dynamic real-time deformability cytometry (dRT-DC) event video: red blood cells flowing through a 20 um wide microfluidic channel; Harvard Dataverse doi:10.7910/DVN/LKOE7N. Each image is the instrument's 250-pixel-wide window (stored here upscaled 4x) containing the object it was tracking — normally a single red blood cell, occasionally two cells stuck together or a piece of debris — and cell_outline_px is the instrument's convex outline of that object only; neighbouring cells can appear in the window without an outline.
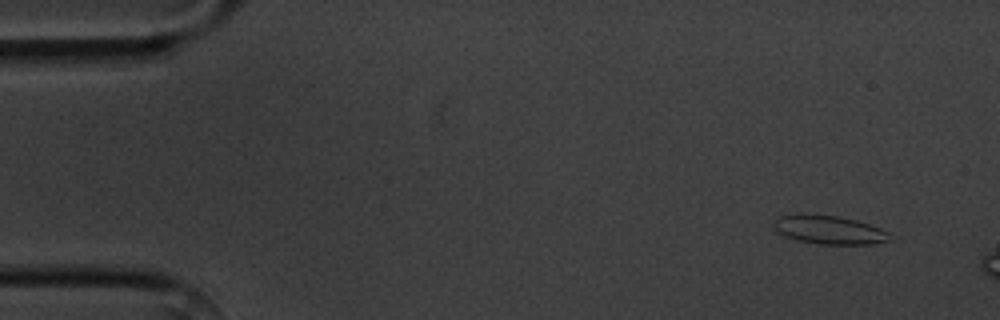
{"species": "common noctule bat (a hibernating species)", "species_latin": "Nyctalus noctula", "temperature_condition": "cold", "stored_images_in_passage": 4, "camera_frame_rate_fps": 3000, "um_per_image_px": 0.085, "animal": {"sex": "male", "body_mass_g": 20.1, "forearm_length_mm": 53.5}, "frame": {"image": 1, "passage_image": 1, "time_ms": 0.0, "image_size_px": [1000, 320], "cell_outline_px": [[892, 240], [876, 244], [820, 244], [796, 240], [784, 236], [772, 224], [780, 216], [800, 212], [804, 212], [836, 216], [856, 220], [880, 228], [888, 232]], "centroid_in_image_um": [70.47, 19.52], "position_along_channel_um": 14.5, "area_um2": 19.54}}